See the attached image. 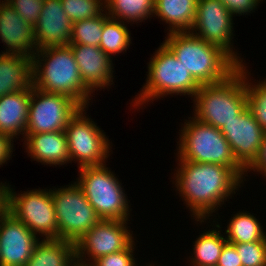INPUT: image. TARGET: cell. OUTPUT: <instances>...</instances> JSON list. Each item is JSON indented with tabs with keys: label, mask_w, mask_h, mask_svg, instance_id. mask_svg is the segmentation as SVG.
I'll list each match as a JSON object with an SVG mask.
<instances>
[{
	"label": "cell",
	"mask_w": 266,
	"mask_h": 266,
	"mask_svg": "<svg viewBox=\"0 0 266 266\" xmlns=\"http://www.w3.org/2000/svg\"><path fill=\"white\" fill-rule=\"evenodd\" d=\"M176 161L178 165L172 182L197 224L206 223L207 219L210 222L212 213L243 187L244 179L229 167L178 158Z\"/></svg>",
	"instance_id": "obj_1"
},
{
	"label": "cell",
	"mask_w": 266,
	"mask_h": 266,
	"mask_svg": "<svg viewBox=\"0 0 266 266\" xmlns=\"http://www.w3.org/2000/svg\"><path fill=\"white\" fill-rule=\"evenodd\" d=\"M32 71L33 87L69 96L81 107H89L93 95L81 79L69 45L38 49L32 57Z\"/></svg>",
	"instance_id": "obj_2"
},
{
	"label": "cell",
	"mask_w": 266,
	"mask_h": 266,
	"mask_svg": "<svg viewBox=\"0 0 266 266\" xmlns=\"http://www.w3.org/2000/svg\"><path fill=\"white\" fill-rule=\"evenodd\" d=\"M163 43L200 85L224 81L240 66L221 47L191 32L167 33Z\"/></svg>",
	"instance_id": "obj_3"
},
{
	"label": "cell",
	"mask_w": 266,
	"mask_h": 266,
	"mask_svg": "<svg viewBox=\"0 0 266 266\" xmlns=\"http://www.w3.org/2000/svg\"><path fill=\"white\" fill-rule=\"evenodd\" d=\"M192 101L194 118L217 129L223 128L247 108L245 65H240L224 81L201 85Z\"/></svg>",
	"instance_id": "obj_4"
},
{
	"label": "cell",
	"mask_w": 266,
	"mask_h": 266,
	"mask_svg": "<svg viewBox=\"0 0 266 266\" xmlns=\"http://www.w3.org/2000/svg\"><path fill=\"white\" fill-rule=\"evenodd\" d=\"M153 54L147 63L146 82L130 105L139 110L144 104L167 95H187L192 100L201 85L185 66L164 43Z\"/></svg>",
	"instance_id": "obj_5"
},
{
	"label": "cell",
	"mask_w": 266,
	"mask_h": 266,
	"mask_svg": "<svg viewBox=\"0 0 266 266\" xmlns=\"http://www.w3.org/2000/svg\"><path fill=\"white\" fill-rule=\"evenodd\" d=\"M179 130L177 157L179 160L196 163H212L234 169L246 181V170L236 161L230 144L217 129L188 117ZM179 143V144H178Z\"/></svg>",
	"instance_id": "obj_6"
},
{
	"label": "cell",
	"mask_w": 266,
	"mask_h": 266,
	"mask_svg": "<svg viewBox=\"0 0 266 266\" xmlns=\"http://www.w3.org/2000/svg\"><path fill=\"white\" fill-rule=\"evenodd\" d=\"M106 165L79 168L76 182L101 220L130 221V200L122 183Z\"/></svg>",
	"instance_id": "obj_7"
},
{
	"label": "cell",
	"mask_w": 266,
	"mask_h": 266,
	"mask_svg": "<svg viewBox=\"0 0 266 266\" xmlns=\"http://www.w3.org/2000/svg\"><path fill=\"white\" fill-rule=\"evenodd\" d=\"M50 190L57 219L58 239L76 244L101 219L76 181L66 187H54Z\"/></svg>",
	"instance_id": "obj_8"
},
{
	"label": "cell",
	"mask_w": 266,
	"mask_h": 266,
	"mask_svg": "<svg viewBox=\"0 0 266 266\" xmlns=\"http://www.w3.org/2000/svg\"><path fill=\"white\" fill-rule=\"evenodd\" d=\"M87 108L81 107L65 128L70 163L77 162L78 169L105 164L112 153V142L104 130L86 116Z\"/></svg>",
	"instance_id": "obj_9"
},
{
	"label": "cell",
	"mask_w": 266,
	"mask_h": 266,
	"mask_svg": "<svg viewBox=\"0 0 266 266\" xmlns=\"http://www.w3.org/2000/svg\"><path fill=\"white\" fill-rule=\"evenodd\" d=\"M10 186L12 185L8 188L7 211L22 221L37 237L58 239L51 190L39 188L17 193Z\"/></svg>",
	"instance_id": "obj_10"
},
{
	"label": "cell",
	"mask_w": 266,
	"mask_h": 266,
	"mask_svg": "<svg viewBox=\"0 0 266 266\" xmlns=\"http://www.w3.org/2000/svg\"><path fill=\"white\" fill-rule=\"evenodd\" d=\"M81 106L69 96L45 92L32 86L26 134L65 131Z\"/></svg>",
	"instance_id": "obj_11"
},
{
	"label": "cell",
	"mask_w": 266,
	"mask_h": 266,
	"mask_svg": "<svg viewBox=\"0 0 266 266\" xmlns=\"http://www.w3.org/2000/svg\"><path fill=\"white\" fill-rule=\"evenodd\" d=\"M233 17L220 0H198L190 32L208 43L221 47L239 65H245L240 54L234 51Z\"/></svg>",
	"instance_id": "obj_12"
},
{
	"label": "cell",
	"mask_w": 266,
	"mask_h": 266,
	"mask_svg": "<svg viewBox=\"0 0 266 266\" xmlns=\"http://www.w3.org/2000/svg\"><path fill=\"white\" fill-rule=\"evenodd\" d=\"M127 224L122 220H100L75 244L76 261L91 265L100 257L126 249L135 241Z\"/></svg>",
	"instance_id": "obj_13"
},
{
	"label": "cell",
	"mask_w": 266,
	"mask_h": 266,
	"mask_svg": "<svg viewBox=\"0 0 266 266\" xmlns=\"http://www.w3.org/2000/svg\"><path fill=\"white\" fill-rule=\"evenodd\" d=\"M220 130L230 144L236 161L247 170L258 157L265 131L248 107Z\"/></svg>",
	"instance_id": "obj_14"
},
{
	"label": "cell",
	"mask_w": 266,
	"mask_h": 266,
	"mask_svg": "<svg viewBox=\"0 0 266 266\" xmlns=\"http://www.w3.org/2000/svg\"><path fill=\"white\" fill-rule=\"evenodd\" d=\"M40 239L10 212L0 215V266H26Z\"/></svg>",
	"instance_id": "obj_15"
},
{
	"label": "cell",
	"mask_w": 266,
	"mask_h": 266,
	"mask_svg": "<svg viewBox=\"0 0 266 266\" xmlns=\"http://www.w3.org/2000/svg\"><path fill=\"white\" fill-rule=\"evenodd\" d=\"M68 45L71 47L77 62L81 79L92 94L96 90L109 88L113 85V73L115 72L113 71V58L100 47L80 44Z\"/></svg>",
	"instance_id": "obj_16"
},
{
	"label": "cell",
	"mask_w": 266,
	"mask_h": 266,
	"mask_svg": "<svg viewBox=\"0 0 266 266\" xmlns=\"http://www.w3.org/2000/svg\"><path fill=\"white\" fill-rule=\"evenodd\" d=\"M73 23L63 10L60 0H44L41 14L34 27L38 49L66 46L71 40Z\"/></svg>",
	"instance_id": "obj_17"
},
{
	"label": "cell",
	"mask_w": 266,
	"mask_h": 266,
	"mask_svg": "<svg viewBox=\"0 0 266 266\" xmlns=\"http://www.w3.org/2000/svg\"><path fill=\"white\" fill-rule=\"evenodd\" d=\"M0 39L6 46L1 53L33 57L38 50L34 28L6 0H0Z\"/></svg>",
	"instance_id": "obj_18"
},
{
	"label": "cell",
	"mask_w": 266,
	"mask_h": 266,
	"mask_svg": "<svg viewBox=\"0 0 266 266\" xmlns=\"http://www.w3.org/2000/svg\"><path fill=\"white\" fill-rule=\"evenodd\" d=\"M23 140L25 150L33 161L50 167L70 163L65 131L26 134Z\"/></svg>",
	"instance_id": "obj_19"
},
{
	"label": "cell",
	"mask_w": 266,
	"mask_h": 266,
	"mask_svg": "<svg viewBox=\"0 0 266 266\" xmlns=\"http://www.w3.org/2000/svg\"><path fill=\"white\" fill-rule=\"evenodd\" d=\"M32 87L29 90L8 93L0 98V132L12 140L25 138Z\"/></svg>",
	"instance_id": "obj_20"
},
{
	"label": "cell",
	"mask_w": 266,
	"mask_h": 266,
	"mask_svg": "<svg viewBox=\"0 0 266 266\" xmlns=\"http://www.w3.org/2000/svg\"><path fill=\"white\" fill-rule=\"evenodd\" d=\"M32 57L0 53V98L33 86Z\"/></svg>",
	"instance_id": "obj_21"
},
{
	"label": "cell",
	"mask_w": 266,
	"mask_h": 266,
	"mask_svg": "<svg viewBox=\"0 0 266 266\" xmlns=\"http://www.w3.org/2000/svg\"><path fill=\"white\" fill-rule=\"evenodd\" d=\"M198 0H155L154 16L168 24V32H190Z\"/></svg>",
	"instance_id": "obj_22"
},
{
	"label": "cell",
	"mask_w": 266,
	"mask_h": 266,
	"mask_svg": "<svg viewBox=\"0 0 266 266\" xmlns=\"http://www.w3.org/2000/svg\"><path fill=\"white\" fill-rule=\"evenodd\" d=\"M76 261L75 243L42 239L34 247L26 266H71Z\"/></svg>",
	"instance_id": "obj_23"
},
{
	"label": "cell",
	"mask_w": 266,
	"mask_h": 266,
	"mask_svg": "<svg viewBox=\"0 0 266 266\" xmlns=\"http://www.w3.org/2000/svg\"><path fill=\"white\" fill-rule=\"evenodd\" d=\"M215 218L213 219V222H215V225L213 223L212 227L214 226L213 230L212 228L208 231H203L196 240L193 242V253L192 258L189 256L188 265L192 266H216L218 259L220 257L221 251L227 242L226 236L221 234V225L216 223ZM217 228V229H216Z\"/></svg>",
	"instance_id": "obj_24"
},
{
	"label": "cell",
	"mask_w": 266,
	"mask_h": 266,
	"mask_svg": "<svg viewBox=\"0 0 266 266\" xmlns=\"http://www.w3.org/2000/svg\"><path fill=\"white\" fill-rule=\"evenodd\" d=\"M239 211L230 218L226 226L225 236L227 242L232 244L248 243L253 241H261L266 238V232L263 225L249 211Z\"/></svg>",
	"instance_id": "obj_25"
},
{
	"label": "cell",
	"mask_w": 266,
	"mask_h": 266,
	"mask_svg": "<svg viewBox=\"0 0 266 266\" xmlns=\"http://www.w3.org/2000/svg\"><path fill=\"white\" fill-rule=\"evenodd\" d=\"M108 16L127 24L154 17L155 0H104ZM129 22V23H128ZM133 22V23H132Z\"/></svg>",
	"instance_id": "obj_26"
},
{
	"label": "cell",
	"mask_w": 266,
	"mask_h": 266,
	"mask_svg": "<svg viewBox=\"0 0 266 266\" xmlns=\"http://www.w3.org/2000/svg\"><path fill=\"white\" fill-rule=\"evenodd\" d=\"M126 22L108 17L102 30V37L99 47L111 58L124 53L132 43L131 34ZM117 53V54H116Z\"/></svg>",
	"instance_id": "obj_27"
},
{
	"label": "cell",
	"mask_w": 266,
	"mask_h": 266,
	"mask_svg": "<svg viewBox=\"0 0 266 266\" xmlns=\"http://www.w3.org/2000/svg\"><path fill=\"white\" fill-rule=\"evenodd\" d=\"M104 10L99 16L73 23L69 44H80L99 47L102 37L103 24L108 18Z\"/></svg>",
	"instance_id": "obj_28"
},
{
	"label": "cell",
	"mask_w": 266,
	"mask_h": 266,
	"mask_svg": "<svg viewBox=\"0 0 266 266\" xmlns=\"http://www.w3.org/2000/svg\"><path fill=\"white\" fill-rule=\"evenodd\" d=\"M247 67L245 64L247 107L260 127L266 132V78L253 83L249 76L251 73L247 70Z\"/></svg>",
	"instance_id": "obj_29"
},
{
	"label": "cell",
	"mask_w": 266,
	"mask_h": 266,
	"mask_svg": "<svg viewBox=\"0 0 266 266\" xmlns=\"http://www.w3.org/2000/svg\"><path fill=\"white\" fill-rule=\"evenodd\" d=\"M72 23L99 16L105 10L104 0H60Z\"/></svg>",
	"instance_id": "obj_30"
},
{
	"label": "cell",
	"mask_w": 266,
	"mask_h": 266,
	"mask_svg": "<svg viewBox=\"0 0 266 266\" xmlns=\"http://www.w3.org/2000/svg\"><path fill=\"white\" fill-rule=\"evenodd\" d=\"M234 245L241 258L242 266H266V238Z\"/></svg>",
	"instance_id": "obj_31"
},
{
	"label": "cell",
	"mask_w": 266,
	"mask_h": 266,
	"mask_svg": "<svg viewBox=\"0 0 266 266\" xmlns=\"http://www.w3.org/2000/svg\"><path fill=\"white\" fill-rule=\"evenodd\" d=\"M135 242L133 241L126 249L114 252L95 260L91 266H138L135 258ZM137 263V264H136ZM152 263L146 266H151Z\"/></svg>",
	"instance_id": "obj_32"
},
{
	"label": "cell",
	"mask_w": 266,
	"mask_h": 266,
	"mask_svg": "<svg viewBox=\"0 0 266 266\" xmlns=\"http://www.w3.org/2000/svg\"><path fill=\"white\" fill-rule=\"evenodd\" d=\"M17 12L33 28L37 24L41 14L44 0H6Z\"/></svg>",
	"instance_id": "obj_33"
},
{
	"label": "cell",
	"mask_w": 266,
	"mask_h": 266,
	"mask_svg": "<svg viewBox=\"0 0 266 266\" xmlns=\"http://www.w3.org/2000/svg\"><path fill=\"white\" fill-rule=\"evenodd\" d=\"M229 12L235 17L241 15H248L255 12L259 3L263 0H220ZM238 14V15H237Z\"/></svg>",
	"instance_id": "obj_34"
},
{
	"label": "cell",
	"mask_w": 266,
	"mask_h": 266,
	"mask_svg": "<svg viewBox=\"0 0 266 266\" xmlns=\"http://www.w3.org/2000/svg\"><path fill=\"white\" fill-rule=\"evenodd\" d=\"M216 266H242L241 258L234 244L225 243Z\"/></svg>",
	"instance_id": "obj_35"
},
{
	"label": "cell",
	"mask_w": 266,
	"mask_h": 266,
	"mask_svg": "<svg viewBox=\"0 0 266 266\" xmlns=\"http://www.w3.org/2000/svg\"><path fill=\"white\" fill-rule=\"evenodd\" d=\"M259 172L260 175H263V178H266V132L262 141V146L260 152L258 154L257 159L253 162V164L246 170V176L248 177V172Z\"/></svg>",
	"instance_id": "obj_36"
},
{
	"label": "cell",
	"mask_w": 266,
	"mask_h": 266,
	"mask_svg": "<svg viewBox=\"0 0 266 266\" xmlns=\"http://www.w3.org/2000/svg\"><path fill=\"white\" fill-rule=\"evenodd\" d=\"M13 140L0 132V167L8 163L13 153Z\"/></svg>",
	"instance_id": "obj_37"
},
{
	"label": "cell",
	"mask_w": 266,
	"mask_h": 266,
	"mask_svg": "<svg viewBox=\"0 0 266 266\" xmlns=\"http://www.w3.org/2000/svg\"><path fill=\"white\" fill-rule=\"evenodd\" d=\"M9 183H0V215L7 211Z\"/></svg>",
	"instance_id": "obj_38"
},
{
	"label": "cell",
	"mask_w": 266,
	"mask_h": 266,
	"mask_svg": "<svg viewBox=\"0 0 266 266\" xmlns=\"http://www.w3.org/2000/svg\"><path fill=\"white\" fill-rule=\"evenodd\" d=\"M71 266H91V265H87V264H83L78 261H75Z\"/></svg>",
	"instance_id": "obj_39"
}]
</instances>
